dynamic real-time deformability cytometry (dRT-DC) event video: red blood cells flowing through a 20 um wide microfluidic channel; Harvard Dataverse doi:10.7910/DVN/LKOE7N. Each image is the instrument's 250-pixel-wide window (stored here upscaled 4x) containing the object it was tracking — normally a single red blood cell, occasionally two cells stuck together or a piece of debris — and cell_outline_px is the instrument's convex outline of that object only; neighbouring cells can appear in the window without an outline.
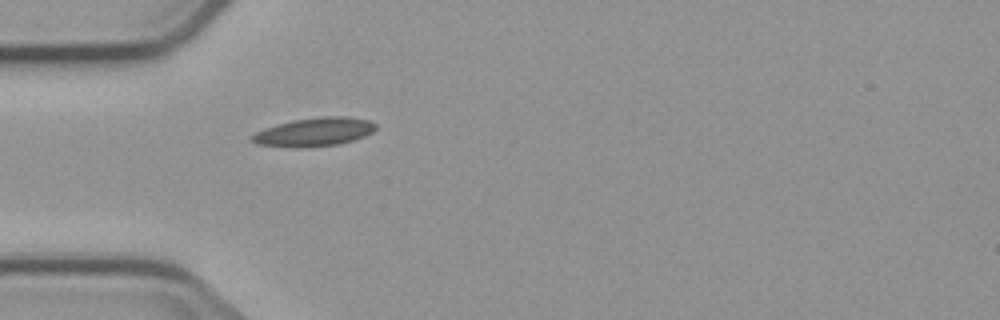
{"species": "common noctule bat (a hibernating species)", "species_latin": "Nyctalus noctula", "temperature_condition": "cold", "stored_images_in_passage": 4, "camera_frame_rate_fps": 3000, "um_per_image_px": 0.085, "animal": {"sex": "male", "body_mass_g": 23.1, "forearm_length_mm": 52.7}, "frame": {"image": 1, "passage_image": 4, "time_ms": 4.667, "image_size_px": [1000, 320], "cell_outline_px": [[376, 128], [372, 132], [364, 136], [352, 140], [336, 144], [256, 144], [248, 140], [256, 132], [264, 128], [276, 124], [292, 120], [320, 116], [348, 116], [368, 120], [376, 124]], "centroid_in_image_um": [26.76, 11.14], "position_along_channel_um": 58.2, "area_um2": 19.48}}